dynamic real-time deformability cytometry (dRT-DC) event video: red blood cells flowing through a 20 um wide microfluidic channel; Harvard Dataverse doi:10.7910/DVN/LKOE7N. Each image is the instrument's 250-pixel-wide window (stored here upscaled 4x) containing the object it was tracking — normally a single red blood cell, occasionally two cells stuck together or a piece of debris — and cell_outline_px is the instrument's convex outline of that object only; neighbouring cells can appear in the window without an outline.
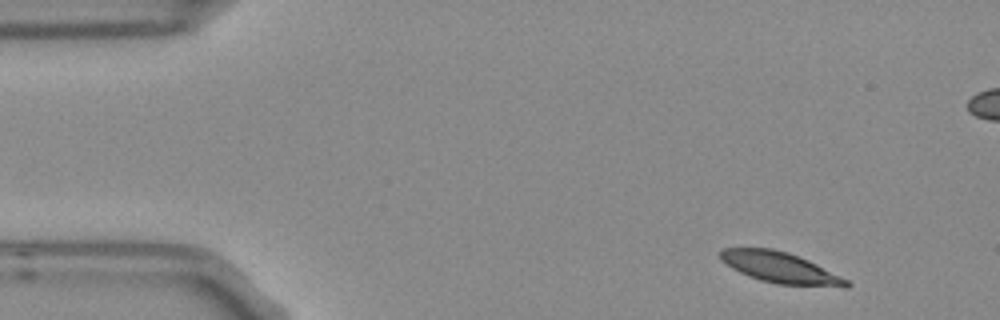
{"species": "Egyptian fruit bat (a non-hibernating species)", "species_latin": "Rousettus aegyptiacus", "temperature_condition": "room temperature", "stored_images_in_passage": 4, "camera_frame_rate_fps": 3000, "um_per_image_px": 0.085, "frame": {"image": 1, "passage_image": 1, "time_ms": 0.0, "image_size_px": [1000, 320], "cell_outline_px": [[852, 284], [848, 288], [844, 288], [776, 284], [760, 280], [748, 276], [732, 268], [720, 260], [720, 252], [724, 248], [772, 248], [788, 252], [808, 260], [848, 280]], "centroid_in_image_um": [66.35, 22.77], "position_along_channel_um": 18.7, "area_um2": 22.83}}